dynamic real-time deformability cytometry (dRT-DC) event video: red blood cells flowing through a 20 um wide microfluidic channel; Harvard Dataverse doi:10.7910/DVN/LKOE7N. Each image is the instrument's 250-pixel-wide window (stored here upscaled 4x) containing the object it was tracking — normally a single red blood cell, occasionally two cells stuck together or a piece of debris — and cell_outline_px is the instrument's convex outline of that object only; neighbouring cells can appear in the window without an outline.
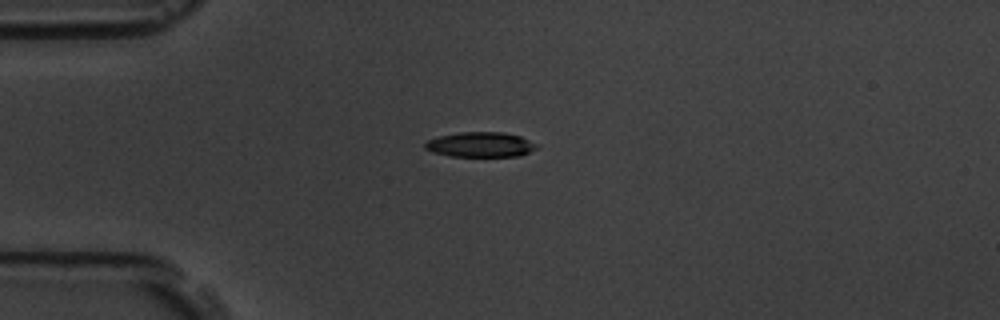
{"species": "common noctule bat (a hibernating species)", "species_latin": "Nyctalus noctula", "temperature_condition": "room temperature", "stored_images_in_passage": 6, "camera_frame_rate_fps": 3000, "um_per_image_px": 0.085, "animal": {"sex": "male", "body_mass_g": 19.5, "forearm_length_mm": 54.6}, "frame": {"image": 1, "passage_image": 5, "time_ms": 4.667, "image_size_px": [1000, 320], "cell_outline_px": [[540, 144], [536, 148], [520, 156], [452, 156], [432, 152], [424, 148], [424, 144], [428, 140], [440, 136], [460, 132], [504, 132], [520, 136]], "centroid_in_image_um": [40.86, 12.28], "position_along_channel_um": 44.1, "area_um2": 16.24}}